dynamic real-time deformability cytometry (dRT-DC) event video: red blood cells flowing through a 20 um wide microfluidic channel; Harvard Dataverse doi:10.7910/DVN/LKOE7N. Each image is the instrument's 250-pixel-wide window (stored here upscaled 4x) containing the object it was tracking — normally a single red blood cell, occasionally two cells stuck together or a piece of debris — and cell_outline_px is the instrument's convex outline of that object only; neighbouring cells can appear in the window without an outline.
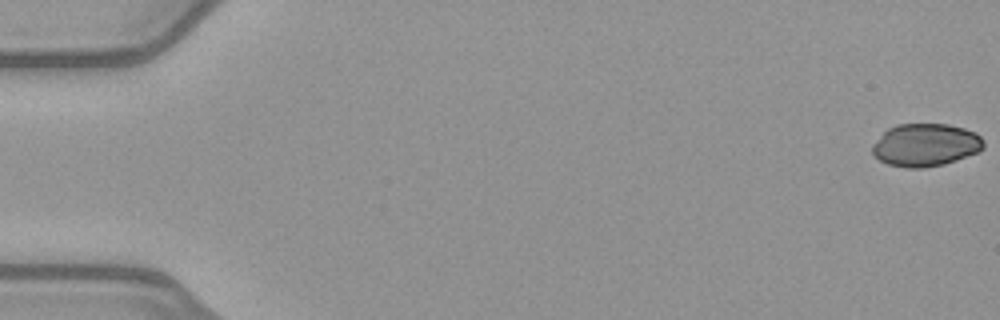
{"species": "common noctule bat (a hibernating species)", "species_latin": "Nyctalus noctula", "temperature_condition": "warm", "stored_images_in_passage": 8, "camera_frame_rate_fps": 3000, "um_per_image_px": 0.085, "animal": {"sex": "female", "body_mass_g": 21.9}, "frame": {"image": 1, "passage_image": 1, "time_ms": 0.0, "image_size_px": [1000, 320], "cell_outline_px": [[984, 148], [980, 152], [944, 164], [924, 168], [904, 168], [888, 164], [880, 160], [872, 152], [872, 144], [888, 128], [896, 124], [948, 124], [964, 128], [976, 132], [984, 140]], "centroid_in_image_um": [78.69, 12.32], "position_along_channel_um": 6.3, "area_um2": 27.98}}